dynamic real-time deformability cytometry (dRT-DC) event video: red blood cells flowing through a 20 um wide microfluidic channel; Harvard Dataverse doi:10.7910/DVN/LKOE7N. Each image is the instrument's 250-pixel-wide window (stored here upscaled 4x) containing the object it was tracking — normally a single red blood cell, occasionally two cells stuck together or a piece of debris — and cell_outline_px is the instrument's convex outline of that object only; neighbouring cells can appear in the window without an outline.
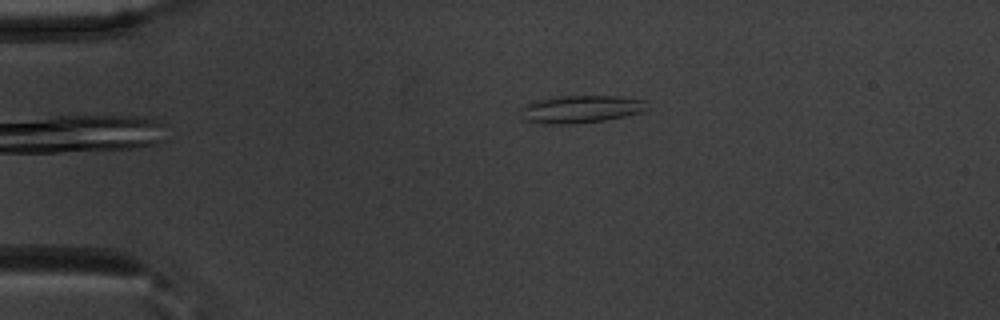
{"species": "common noctule bat (a hibernating species)", "species_latin": "Nyctalus noctula", "temperature_condition": "warm", "stored_images_in_passage": 40, "camera_frame_rate_fps": 3000, "um_per_image_px": 0.085, "animal": {"sex": "male", "body_mass_g": 20.1, "forearm_length_mm": 53.5}, "frame": {"image": 1, "passage_image": 1, "time_ms": 0.0, "image_size_px": [1000, 320], "cell_outline_px": [[648, 108], [640, 112], [624, 116], [604, 120], [560, 124], [528, 120], [520, 108], [536, 100], [560, 96], [616, 96], [648, 100]], "centroid_in_image_um": [49.48, 9.24], "position_along_channel_um": 35.5, "area_um2": 19.65}}
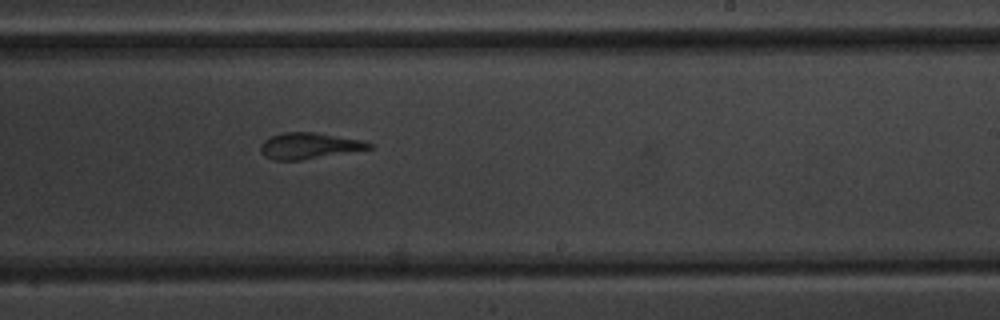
{"frame": {"image": 2, "passage_image": 23, "time_ms": 7.333, "image_size_px": [1000, 320], "cell_outline_px": [[372, 148], [300, 160], [272, 160], [264, 156], [260, 152], [260, 144], [264, 140], [272, 136], [284, 132], [316, 132], [360, 140], [372, 144]], "centroid_in_image_um": [26.2, 12.39], "position_along_channel_um": 262.8, "area_um2": 16.3}}
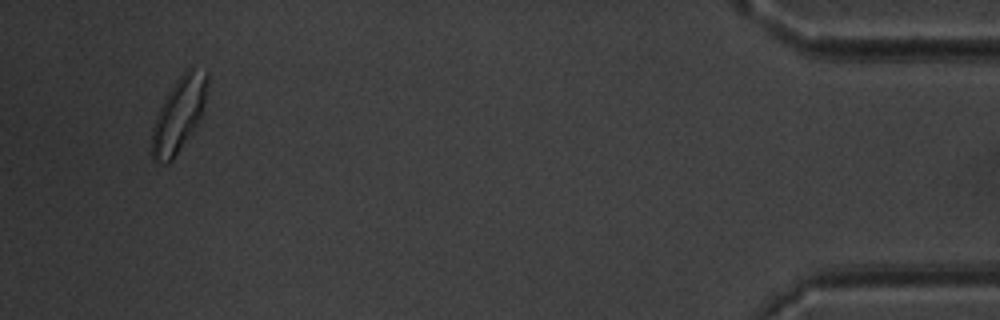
{"frame": {"image": 3, "passage_image": 38, "time_ms": 12.333, "image_size_px": [1000, 320], "cell_outline_px": [[208, 84], [204, 104], [200, 116], [192, 132], [172, 160], [168, 164], [164, 164], [152, 160], [148, 152], [152, 128], [156, 116], [172, 84], [192, 64], [208, 72]], "centroid_in_image_um": [15.16, 9.74], "position_along_channel_um": 420.0, "area_um2": 24.45}}